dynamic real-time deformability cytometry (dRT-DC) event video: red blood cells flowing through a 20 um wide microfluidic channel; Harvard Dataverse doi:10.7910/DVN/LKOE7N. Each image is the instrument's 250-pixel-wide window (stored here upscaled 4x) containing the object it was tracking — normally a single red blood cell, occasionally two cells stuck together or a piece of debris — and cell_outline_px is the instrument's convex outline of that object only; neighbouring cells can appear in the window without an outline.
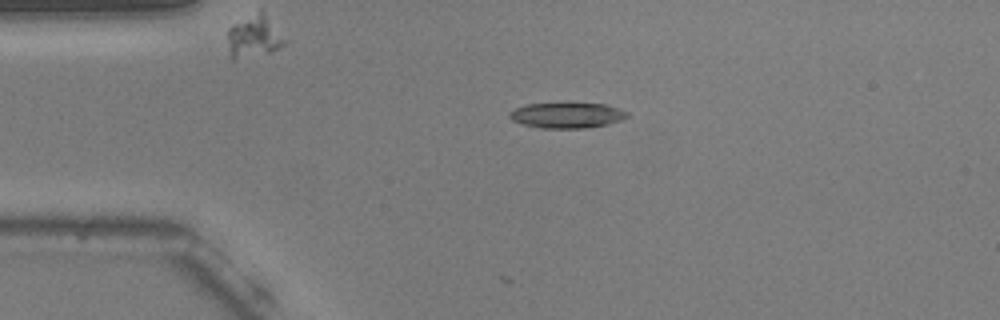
{"species": "common noctule bat (a hibernating species)", "species_latin": "Nyctalus noctula", "temperature_condition": "warm", "stored_images_in_passage": 2, "camera_frame_rate_fps": 3000, "um_per_image_px": 0.085, "animal": {"sex": "male", "body_mass_g": 20.5, "forearm_length_mm": 52.5}, "frame": {"image": 1, "passage_image": 2, "time_ms": 0.333, "image_size_px": [1000, 320], "cell_outline_px": [[628, 116], [620, 120], [608, 124], [584, 128], [540, 128], [524, 124], [512, 120], [508, 116], [508, 112], [516, 108], [528, 104], [604, 104], [628, 112]], "centroid_in_image_um": [48.16, 9.81], "position_along_channel_um": 36.8, "area_um2": 17.11}}